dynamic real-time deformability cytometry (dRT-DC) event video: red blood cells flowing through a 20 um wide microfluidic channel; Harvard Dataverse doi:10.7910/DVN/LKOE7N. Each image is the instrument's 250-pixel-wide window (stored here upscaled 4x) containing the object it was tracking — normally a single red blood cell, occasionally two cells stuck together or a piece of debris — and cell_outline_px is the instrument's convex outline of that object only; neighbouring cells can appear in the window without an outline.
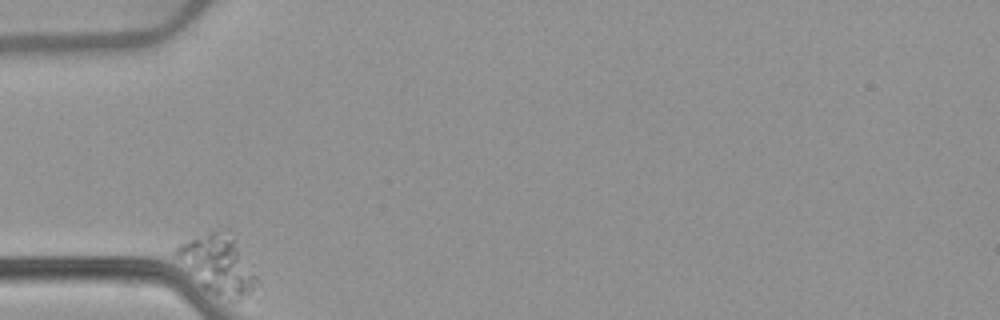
{"species": "common noctule bat (a hibernating species)", "species_latin": "Nyctalus noctula", "temperature_condition": "warm", "stored_images_in_passage": 35, "camera_frame_rate_fps": 3000, "um_per_image_px": 0.085, "animal": {"sex": "female", "body_mass_g": 22.7, "forearm_length_mm": 54.2}, "frame": {"image": 1, "passage_image": 1, "time_ms": 0.0, "image_size_px": [1000, 320], "cell_outline_px": [[260, 284], [248, 296], [240, 300], [236, 300], [204, 288], [172, 252], [180, 244], [208, 232], [224, 228], [228, 228], [256, 276]], "centroid_in_image_um": [18.57, 22.45], "position_along_channel_um": 66.4, "area_um2": 26.7}}
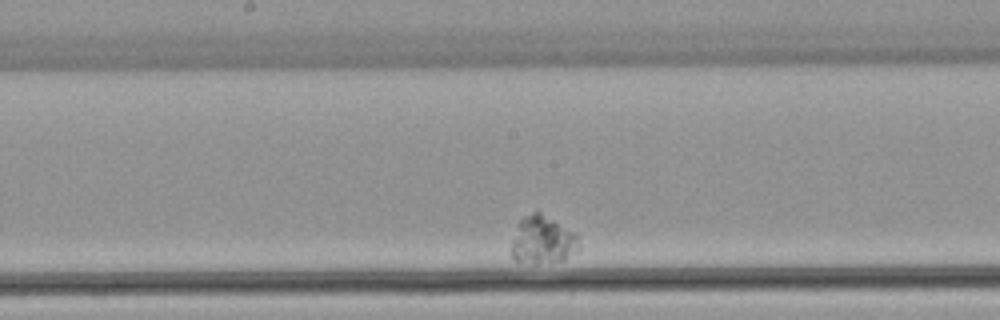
{"frame": {"image": 2, "passage_image": 18, "time_ms": 5.667, "image_size_px": [1000, 320], "cell_outline_px": [[580, 248], [576, 252], [564, 260], [536, 264], [532, 264], [516, 260], [512, 256], [512, 244], [520, 220], [524, 216], [532, 212], [540, 212], [576, 232]], "centroid_in_image_um": [46.17, 20.42], "position_along_channel_um": 202.0, "area_um2": 18.79}}
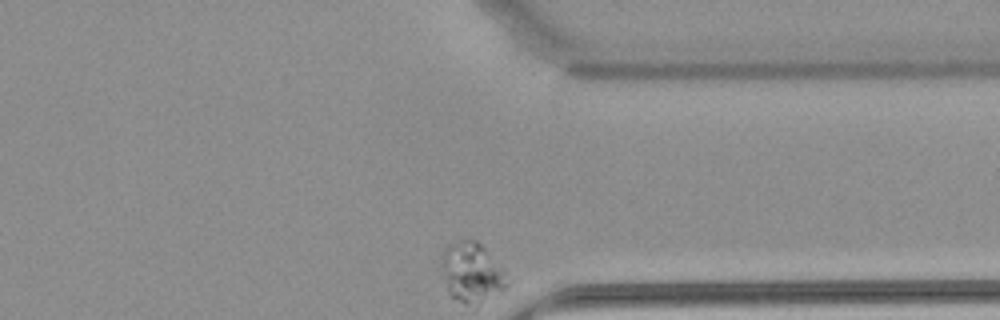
{"frame": {"image": 3, "passage_image": 35, "time_ms": 11.333, "image_size_px": [1000, 320], "cell_outline_px": [[504, 288], [468, 304], [464, 304], [452, 296], [448, 292], [440, 264], [444, 252], [452, 244], [464, 240], [476, 240], [504, 268]], "centroid_in_image_um": [40.04, 23.1], "position_along_channel_um": 371.4, "area_um2": 21.39}}